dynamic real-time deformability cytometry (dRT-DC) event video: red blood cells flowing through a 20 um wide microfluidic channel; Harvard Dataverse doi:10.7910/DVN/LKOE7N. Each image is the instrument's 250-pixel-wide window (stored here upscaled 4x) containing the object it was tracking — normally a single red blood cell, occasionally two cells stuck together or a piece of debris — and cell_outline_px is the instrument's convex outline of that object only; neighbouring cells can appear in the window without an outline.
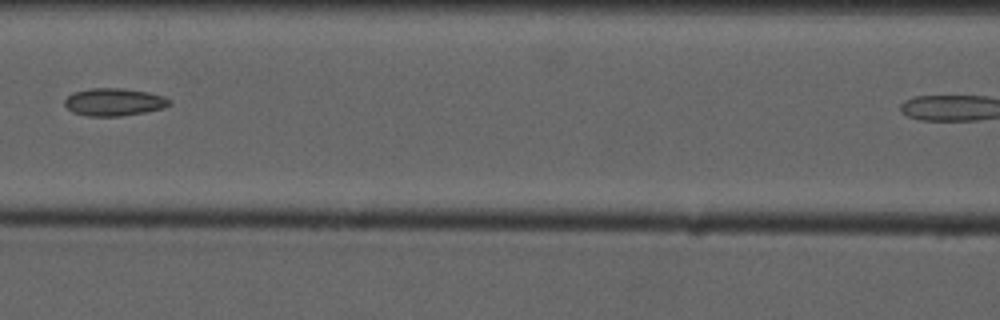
{"species": "common noctule bat (a hibernating species)", "species_latin": "Nyctalus noctula", "temperature_condition": "cold", "stored_images_in_passage": 6, "segment_of_instrument_passage": [1, 2], "camera_frame_rate_fps": 3000, "um_per_image_px": 0.085, "animal": {"sex": "male", "forearm_length_mm": 52.5}, "frame": {"image": 1, "passage_image": 5, "time_ms": 5.333, "image_size_px": [1000, 320], "cell_outline_px": [[172, 104], [164, 108], [144, 112], [120, 116], [88, 116], [72, 112], [64, 104], [64, 100], [72, 92], [92, 88], [120, 88], [148, 92], [164, 96], [172, 100]], "centroid_in_image_um": [9.71, 8.67], "position_along_channel_um": 156.9, "area_um2": 16.94}}